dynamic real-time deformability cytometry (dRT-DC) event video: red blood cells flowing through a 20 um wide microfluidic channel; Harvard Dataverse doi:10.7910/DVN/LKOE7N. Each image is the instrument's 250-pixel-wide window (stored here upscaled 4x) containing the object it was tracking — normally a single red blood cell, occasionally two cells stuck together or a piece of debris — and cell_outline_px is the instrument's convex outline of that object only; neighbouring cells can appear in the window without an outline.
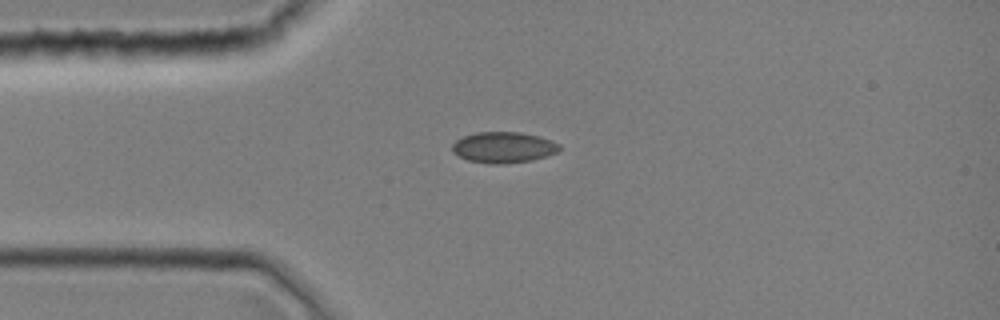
{"species": "common noctule bat (a hibernating species)", "species_latin": "Nyctalus noctula", "temperature_condition": "room temperature", "stored_images_in_passage": 3, "camera_frame_rate_fps": 3000, "um_per_image_px": 0.085, "animal": {"sex": "female", "body_mass_g": 19.0, "forearm_length_mm": 51.5}, "frame": {"image": 1, "passage_image": 1, "time_ms": 0.0, "image_size_px": [1000, 320], "cell_outline_px": [[560, 148], [556, 152], [532, 160], [504, 164], [492, 164], [468, 160], [452, 152], [452, 144], [456, 140], [464, 136], [476, 132], [520, 132], [540, 136], [560, 144]], "centroid_in_image_um": [42.78, 12.52], "position_along_channel_um": 42.2, "area_um2": 19.25}}